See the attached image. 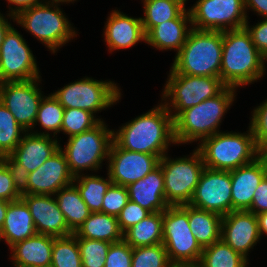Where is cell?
<instances>
[{"mask_svg":"<svg viewBox=\"0 0 267 267\" xmlns=\"http://www.w3.org/2000/svg\"><path fill=\"white\" fill-rule=\"evenodd\" d=\"M167 104L135 118L123 126L119 133H113V142L119 147L133 152L158 155L160 158L169 141L174 143V124Z\"/></svg>","mask_w":267,"mask_h":267,"instance_id":"6da1fadb","label":"cell"},{"mask_svg":"<svg viewBox=\"0 0 267 267\" xmlns=\"http://www.w3.org/2000/svg\"><path fill=\"white\" fill-rule=\"evenodd\" d=\"M264 59L245 27L223 31L220 79L227 87L235 88L261 77Z\"/></svg>","mask_w":267,"mask_h":267,"instance_id":"7a4b0ae2","label":"cell"},{"mask_svg":"<svg viewBox=\"0 0 267 267\" xmlns=\"http://www.w3.org/2000/svg\"><path fill=\"white\" fill-rule=\"evenodd\" d=\"M223 32L191 28L177 53L171 74L220 78Z\"/></svg>","mask_w":267,"mask_h":267,"instance_id":"3957f363","label":"cell"},{"mask_svg":"<svg viewBox=\"0 0 267 267\" xmlns=\"http://www.w3.org/2000/svg\"><path fill=\"white\" fill-rule=\"evenodd\" d=\"M234 89L226 87L217 96L181 111L173 119L175 143L205 139L218 133L216 128L233 101Z\"/></svg>","mask_w":267,"mask_h":267,"instance_id":"277c9868","label":"cell"},{"mask_svg":"<svg viewBox=\"0 0 267 267\" xmlns=\"http://www.w3.org/2000/svg\"><path fill=\"white\" fill-rule=\"evenodd\" d=\"M247 135L237 133H216L202 139L198 148L205 167L214 170L232 171L240 166L253 162L262 154L255 143L252 133ZM253 157V158H252Z\"/></svg>","mask_w":267,"mask_h":267,"instance_id":"5b68a950","label":"cell"},{"mask_svg":"<svg viewBox=\"0 0 267 267\" xmlns=\"http://www.w3.org/2000/svg\"><path fill=\"white\" fill-rule=\"evenodd\" d=\"M162 243L170 263L198 264L203 248L196 241L188 221V204L168 206L163 212Z\"/></svg>","mask_w":267,"mask_h":267,"instance_id":"8992f818","label":"cell"},{"mask_svg":"<svg viewBox=\"0 0 267 267\" xmlns=\"http://www.w3.org/2000/svg\"><path fill=\"white\" fill-rule=\"evenodd\" d=\"M164 177V191L169 206H181L191 202L200 176L205 168L203 158L198 149L191 158L168 160L164 155L160 158Z\"/></svg>","mask_w":267,"mask_h":267,"instance_id":"52a82bcc","label":"cell"},{"mask_svg":"<svg viewBox=\"0 0 267 267\" xmlns=\"http://www.w3.org/2000/svg\"><path fill=\"white\" fill-rule=\"evenodd\" d=\"M113 133L114 131L107 130L101 121L94 128L69 138L66 149L62 152L75 181L80 177L79 170L86 168L95 170L103 158L109 156Z\"/></svg>","mask_w":267,"mask_h":267,"instance_id":"ba28073f","label":"cell"},{"mask_svg":"<svg viewBox=\"0 0 267 267\" xmlns=\"http://www.w3.org/2000/svg\"><path fill=\"white\" fill-rule=\"evenodd\" d=\"M14 18L35 37L55 52V49L75 35L69 22L59 8L51 10L49 5L38 4L30 7Z\"/></svg>","mask_w":267,"mask_h":267,"instance_id":"9c48e42d","label":"cell"},{"mask_svg":"<svg viewBox=\"0 0 267 267\" xmlns=\"http://www.w3.org/2000/svg\"><path fill=\"white\" fill-rule=\"evenodd\" d=\"M112 82L82 79L55 92L53 96L64 108H77L94 113L119 99L120 92Z\"/></svg>","mask_w":267,"mask_h":267,"instance_id":"30bf717a","label":"cell"},{"mask_svg":"<svg viewBox=\"0 0 267 267\" xmlns=\"http://www.w3.org/2000/svg\"><path fill=\"white\" fill-rule=\"evenodd\" d=\"M227 86L218 77L170 74L164 97L172 96V105L177 113L198 105L206 99L220 94Z\"/></svg>","mask_w":267,"mask_h":267,"instance_id":"8fae6325","label":"cell"},{"mask_svg":"<svg viewBox=\"0 0 267 267\" xmlns=\"http://www.w3.org/2000/svg\"><path fill=\"white\" fill-rule=\"evenodd\" d=\"M191 24L198 30L227 31L247 23L244 0H199L191 9Z\"/></svg>","mask_w":267,"mask_h":267,"instance_id":"7c38bea8","label":"cell"},{"mask_svg":"<svg viewBox=\"0 0 267 267\" xmlns=\"http://www.w3.org/2000/svg\"><path fill=\"white\" fill-rule=\"evenodd\" d=\"M37 65L22 36L12 27L0 46V82L39 79Z\"/></svg>","mask_w":267,"mask_h":267,"instance_id":"4fadbf2b","label":"cell"},{"mask_svg":"<svg viewBox=\"0 0 267 267\" xmlns=\"http://www.w3.org/2000/svg\"><path fill=\"white\" fill-rule=\"evenodd\" d=\"M231 186L230 171L205 167L189 204L223 217L232 211Z\"/></svg>","mask_w":267,"mask_h":267,"instance_id":"5bb4252c","label":"cell"},{"mask_svg":"<svg viewBox=\"0 0 267 267\" xmlns=\"http://www.w3.org/2000/svg\"><path fill=\"white\" fill-rule=\"evenodd\" d=\"M61 149L59 148L37 170L20 179L22 194L52 195L73 184L75 177L71 174Z\"/></svg>","mask_w":267,"mask_h":267,"instance_id":"9a60e30c","label":"cell"},{"mask_svg":"<svg viewBox=\"0 0 267 267\" xmlns=\"http://www.w3.org/2000/svg\"><path fill=\"white\" fill-rule=\"evenodd\" d=\"M35 80L38 79L0 82V101L14 115L16 122L25 132L36 123L43 98L35 86Z\"/></svg>","mask_w":267,"mask_h":267,"instance_id":"2e32d148","label":"cell"},{"mask_svg":"<svg viewBox=\"0 0 267 267\" xmlns=\"http://www.w3.org/2000/svg\"><path fill=\"white\" fill-rule=\"evenodd\" d=\"M109 173L114 184L128 186L143 179L160 162L158 155L128 151L113 141L109 151Z\"/></svg>","mask_w":267,"mask_h":267,"instance_id":"e0dca14e","label":"cell"},{"mask_svg":"<svg viewBox=\"0 0 267 267\" xmlns=\"http://www.w3.org/2000/svg\"><path fill=\"white\" fill-rule=\"evenodd\" d=\"M51 140L48 133L25 135L17 147L6 157L20 179L37 170L60 148L57 140Z\"/></svg>","mask_w":267,"mask_h":267,"instance_id":"ac0fdd59","label":"cell"},{"mask_svg":"<svg viewBox=\"0 0 267 267\" xmlns=\"http://www.w3.org/2000/svg\"><path fill=\"white\" fill-rule=\"evenodd\" d=\"M260 238L257 216L250 211H231L222 217L221 239L247 258V251Z\"/></svg>","mask_w":267,"mask_h":267,"instance_id":"d6986e66","label":"cell"},{"mask_svg":"<svg viewBox=\"0 0 267 267\" xmlns=\"http://www.w3.org/2000/svg\"><path fill=\"white\" fill-rule=\"evenodd\" d=\"M230 174L232 211H248L258 185L267 175L266 157L257 155L253 162L230 171Z\"/></svg>","mask_w":267,"mask_h":267,"instance_id":"ffe728a7","label":"cell"},{"mask_svg":"<svg viewBox=\"0 0 267 267\" xmlns=\"http://www.w3.org/2000/svg\"><path fill=\"white\" fill-rule=\"evenodd\" d=\"M32 215L37 234L64 237L73 234L58 203L50 195L22 194Z\"/></svg>","mask_w":267,"mask_h":267,"instance_id":"44dd1931","label":"cell"},{"mask_svg":"<svg viewBox=\"0 0 267 267\" xmlns=\"http://www.w3.org/2000/svg\"><path fill=\"white\" fill-rule=\"evenodd\" d=\"M129 200L137 203L150 213L164 212L169 206L164 191V177L161 165L143 179L126 186Z\"/></svg>","mask_w":267,"mask_h":267,"instance_id":"7402d4cb","label":"cell"},{"mask_svg":"<svg viewBox=\"0 0 267 267\" xmlns=\"http://www.w3.org/2000/svg\"><path fill=\"white\" fill-rule=\"evenodd\" d=\"M36 234L34 221L26 202L22 198L10 201L0 230V239L5 238L7 244L12 247Z\"/></svg>","mask_w":267,"mask_h":267,"instance_id":"603a6c76","label":"cell"},{"mask_svg":"<svg viewBox=\"0 0 267 267\" xmlns=\"http://www.w3.org/2000/svg\"><path fill=\"white\" fill-rule=\"evenodd\" d=\"M11 248L16 267H50L53 236L36 234Z\"/></svg>","mask_w":267,"mask_h":267,"instance_id":"cb8c5ba5","label":"cell"},{"mask_svg":"<svg viewBox=\"0 0 267 267\" xmlns=\"http://www.w3.org/2000/svg\"><path fill=\"white\" fill-rule=\"evenodd\" d=\"M105 36L111 50L128 48L139 40H146L141 18L134 19L117 11L108 19Z\"/></svg>","mask_w":267,"mask_h":267,"instance_id":"d4e9b609","label":"cell"},{"mask_svg":"<svg viewBox=\"0 0 267 267\" xmlns=\"http://www.w3.org/2000/svg\"><path fill=\"white\" fill-rule=\"evenodd\" d=\"M187 20L191 22L190 11L184 9L175 19L154 26L146 34L145 41L159 49L174 48L179 52L190 33L186 27Z\"/></svg>","mask_w":267,"mask_h":267,"instance_id":"484cf974","label":"cell"},{"mask_svg":"<svg viewBox=\"0 0 267 267\" xmlns=\"http://www.w3.org/2000/svg\"><path fill=\"white\" fill-rule=\"evenodd\" d=\"M76 237L96 239L110 243L123 240L116 216L91 212L83 224L73 233Z\"/></svg>","mask_w":267,"mask_h":267,"instance_id":"4316f807","label":"cell"},{"mask_svg":"<svg viewBox=\"0 0 267 267\" xmlns=\"http://www.w3.org/2000/svg\"><path fill=\"white\" fill-rule=\"evenodd\" d=\"M189 226L202 248L221 239L222 216L188 204Z\"/></svg>","mask_w":267,"mask_h":267,"instance_id":"83f0119b","label":"cell"},{"mask_svg":"<svg viewBox=\"0 0 267 267\" xmlns=\"http://www.w3.org/2000/svg\"><path fill=\"white\" fill-rule=\"evenodd\" d=\"M163 212L151 213L129 228L123 239L133 247L151 246L161 244L163 239Z\"/></svg>","mask_w":267,"mask_h":267,"instance_id":"f1b7e54d","label":"cell"},{"mask_svg":"<svg viewBox=\"0 0 267 267\" xmlns=\"http://www.w3.org/2000/svg\"><path fill=\"white\" fill-rule=\"evenodd\" d=\"M56 199L68 228L74 233L89 217L91 211L82 200L76 185H68L58 191Z\"/></svg>","mask_w":267,"mask_h":267,"instance_id":"f546056e","label":"cell"},{"mask_svg":"<svg viewBox=\"0 0 267 267\" xmlns=\"http://www.w3.org/2000/svg\"><path fill=\"white\" fill-rule=\"evenodd\" d=\"M247 259L222 239L203 248L199 267H246Z\"/></svg>","mask_w":267,"mask_h":267,"instance_id":"4dcf8cb0","label":"cell"},{"mask_svg":"<svg viewBox=\"0 0 267 267\" xmlns=\"http://www.w3.org/2000/svg\"><path fill=\"white\" fill-rule=\"evenodd\" d=\"M145 18H141L145 35L165 21L175 19L185 8L180 0H145Z\"/></svg>","mask_w":267,"mask_h":267,"instance_id":"1f68e13d","label":"cell"},{"mask_svg":"<svg viewBox=\"0 0 267 267\" xmlns=\"http://www.w3.org/2000/svg\"><path fill=\"white\" fill-rule=\"evenodd\" d=\"M50 267H82L80 249L74 234L53 237Z\"/></svg>","mask_w":267,"mask_h":267,"instance_id":"d6a6232c","label":"cell"},{"mask_svg":"<svg viewBox=\"0 0 267 267\" xmlns=\"http://www.w3.org/2000/svg\"><path fill=\"white\" fill-rule=\"evenodd\" d=\"M108 177V181L98 176H85L79 178V184L76 187L82 200L91 212L102 213L104 195L113 183L110 176Z\"/></svg>","mask_w":267,"mask_h":267,"instance_id":"836d02e7","label":"cell"},{"mask_svg":"<svg viewBox=\"0 0 267 267\" xmlns=\"http://www.w3.org/2000/svg\"><path fill=\"white\" fill-rule=\"evenodd\" d=\"M25 129L19 125L14 115L0 101V157L6 158L20 143L21 131Z\"/></svg>","mask_w":267,"mask_h":267,"instance_id":"e575fe53","label":"cell"},{"mask_svg":"<svg viewBox=\"0 0 267 267\" xmlns=\"http://www.w3.org/2000/svg\"><path fill=\"white\" fill-rule=\"evenodd\" d=\"M170 264L163 243L132 248L131 267H169Z\"/></svg>","mask_w":267,"mask_h":267,"instance_id":"d590c367","label":"cell"},{"mask_svg":"<svg viewBox=\"0 0 267 267\" xmlns=\"http://www.w3.org/2000/svg\"><path fill=\"white\" fill-rule=\"evenodd\" d=\"M80 249L82 267H104L110 242L76 237Z\"/></svg>","mask_w":267,"mask_h":267,"instance_id":"8d00e7d4","label":"cell"},{"mask_svg":"<svg viewBox=\"0 0 267 267\" xmlns=\"http://www.w3.org/2000/svg\"><path fill=\"white\" fill-rule=\"evenodd\" d=\"M101 120L94 119L93 113L77 108H65L61 131L69 137L88 131L97 126Z\"/></svg>","mask_w":267,"mask_h":267,"instance_id":"74e56055","label":"cell"},{"mask_svg":"<svg viewBox=\"0 0 267 267\" xmlns=\"http://www.w3.org/2000/svg\"><path fill=\"white\" fill-rule=\"evenodd\" d=\"M64 110L65 108L52 94L45 99L42 98L36 121L40 122L45 129L55 131V136V133L61 131Z\"/></svg>","mask_w":267,"mask_h":267,"instance_id":"f35d334b","label":"cell"},{"mask_svg":"<svg viewBox=\"0 0 267 267\" xmlns=\"http://www.w3.org/2000/svg\"><path fill=\"white\" fill-rule=\"evenodd\" d=\"M21 180L11 163L6 158L0 159V199L15 201L20 199Z\"/></svg>","mask_w":267,"mask_h":267,"instance_id":"ab89813d","label":"cell"},{"mask_svg":"<svg viewBox=\"0 0 267 267\" xmlns=\"http://www.w3.org/2000/svg\"><path fill=\"white\" fill-rule=\"evenodd\" d=\"M129 201L126 186L112 183L103 198L102 213L118 216Z\"/></svg>","mask_w":267,"mask_h":267,"instance_id":"60d3db41","label":"cell"},{"mask_svg":"<svg viewBox=\"0 0 267 267\" xmlns=\"http://www.w3.org/2000/svg\"><path fill=\"white\" fill-rule=\"evenodd\" d=\"M251 130L258 149L263 153L267 151V101L254 110L251 121Z\"/></svg>","mask_w":267,"mask_h":267,"instance_id":"b9f144b4","label":"cell"},{"mask_svg":"<svg viewBox=\"0 0 267 267\" xmlns=\"http://www.w3.org/2000/svg\"><path fill=\"white\" fill-rule=\"evenodd\" d=\"M132 247L123 239L111 243L104 267H131Z\"/></svg>","mask_w":267,"mask_h":267,"instance_id":"7bdbcfd3","label":"cell"},{"mask_svg":"<svg viewBox=\"0 0 267 267\" xmlns=\"http://www.w3.org/2000/svg\"><path fill=\"white\" fill-rule=\"evenodd\" d=\"M151 213L140 207L137 203L129 200L126 206L117 216L120 230L124 234L129 228L148 217Z\"/></svg>","mask_w":267,"mask_h":267,"instance_id":"ee69618b","label":"cell"},{"mask_svg":"<svg viewBox=\"0 0 267 267\" xmlns=\"http://www.w3.org/2000/svg\"><path fill=\"white\" fill-rule=\"evenodd\" d=\"M251 36L252 42L259 53L267 60V18L258 23L255 27L249 28L247 23L244 26Z\"/></svg>","mask_w":267,"mask_h":267,"instance_id":"f6af8a7d","label":"cell"},{"mask_svg":"<svg viewBox=\"0 0 267 267\" xmlns=\"http://www.w3.org/2000/svg\"><path fill=\"white\" fill-rule=\"evenodd\" d=\"M248 211L255 215L267 212V175L258 185Z\"/></svg>","mask_w":267,"mask_h":267,"instance_id":"bcb514c9","label":"cell"},{"mask_svg":"<svg viewBox=\"0 0 267 267\" xmlns=\"http://www.w3.org/2000/svg\"><path fill=\"white\" fill-rule=\"evenodd\" d=\"M10 3L12 4H15L19 7H17L15 10H12L11 11V15L12 16H16L17 14H19L20 12L30 8V7H33L35 5H38V4H41L38 2V0H8Z\"/></svg>","mask_w":267,"mask_h":267,"instance_id":"7dc6e473","label":"cell"},{"mask_svg":"<svg viewBox=\"0 0 267 267\" xmlns=\"http://www.w3.org/2000/svg\"><path fill=\"white\" fill-rule=\"evenodd\" d=\"M245 9L246 7H252L253 10L257 11L261 15L267 18V0H244Z\"/></svg>","mask_w":267,"mask_h":267,"instance_id":"c3c4849f","label":"cell"},{"mask_svg":"<svg viewBox=\"0 0 267 267\" xmlns=\"http://www.w3.org/2000/svg\"><path fill=\"white\" fill-rule=\"evenodd\" d=\"M256 216H257V220H258L260 236L262 233L267 234V212H263V213L258 214Z\"/></svg>","mask_w":267,"mask_h":267,"instance_id":"681fc988","label":"cell"},{"mask_svg":"<svg viewBox=\"0 0 267 267\" xmlns=\"http://www.w3.org/2000/svg\"><path fill=\"white\" fill-rule=\"evenodd\" d=\"M10 202L0 199V230L6 218V211Z\"/></svg>","mask_w":267,"mask_h":267,"instance_id":"f907efd6","label":"cell"},{"mask_svg":"<svg viewBox=\"0 0 267 267\" xmlns=\"http://www.w3.org/2000/svg\"><path fill=\"white\" fill-rule=\"evenodd\" d=\"M10 24H8V21L6 22L5 19L0 14V46L3 42L4 36L8 29L10 28Z\"/></svg>","mask_w":267,"mask_h":267,"instance_id":"816d5d0a","label":"cell"},{"mask_svg":"<svg viewBox=\"0 0 267 267\" xmlns=\"http://www.w3.org/2000/svg\"><path fill=\"white\" fill-rule=\"evenodd\" d=\"M169 267H199L198 264L171 263Z\"/></svg>","mask_w":267,"mask_h":267,"instance_id":"f5cc1de1","label":"cell"},{"mask_svg":"<svg viewBox=\"0 0 267 267\" xmlns=\"http://www.w3.org/2000/svg\"><path fill=\"white\" fill-rule=\"evenodd\" d=\"M65 1H66V2H69V1H72V0H53V2H56V3H57V2H65Z\"/></svg>","mask_w":267,"mask_h":267,"instance_id":"db71d44e","label":"cell"},{"mask_svg":"<svg viewBox=\"0 0 267 267\" xmlns=\"http://www.w3.org/2000/svg\"><path fill=\"white\" fill-rule=\"evenodd\" d=\"M266 157V162H267V151L262 153Z\"/></svg>","mask_w":267,"mask_h":267,"instance_id":"11a10c76","label":"cell"}]
</instances>
